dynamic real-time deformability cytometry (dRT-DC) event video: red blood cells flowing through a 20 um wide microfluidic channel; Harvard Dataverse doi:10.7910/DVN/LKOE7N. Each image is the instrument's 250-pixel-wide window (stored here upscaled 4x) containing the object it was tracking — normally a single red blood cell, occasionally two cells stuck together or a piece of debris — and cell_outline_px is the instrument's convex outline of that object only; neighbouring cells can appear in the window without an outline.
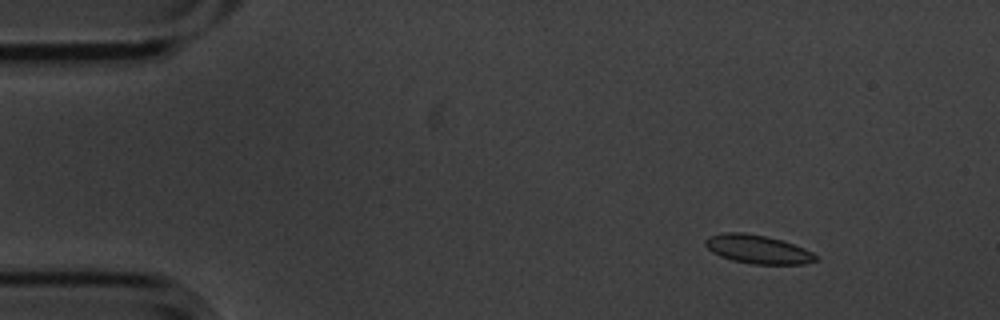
{"species": "common noctule bat (a hibernating species)", "species_latin": "Nyctalus noctula", "temperature_condition": "cold", "stored_images_in_passage": 5, "camera_frame_rate_fps": 3000, "um_per_image_px": 0.085, "animal": {"sex": "male", "body_mass_g": 20.1, "forearm_length_mm": 53.5}, "frame": {"image": 1, "passage_image": 1, "time_ms": 0.0, "image_size_px": [1000, 320], "cell_outline_px": [[820, 260], [804, 264], [752, 264], [732, 260], [720, 256], [712, 252], [704, 244], [704, 240], [708, 236], [724, 232], [744, 232], [764, 236], [780, 240], [804, 248], [820, 256]], "centroid_in_image_um": [64.42, 21.19], "position_along_channel_um": 20.6, "area_um2": 18.5}}
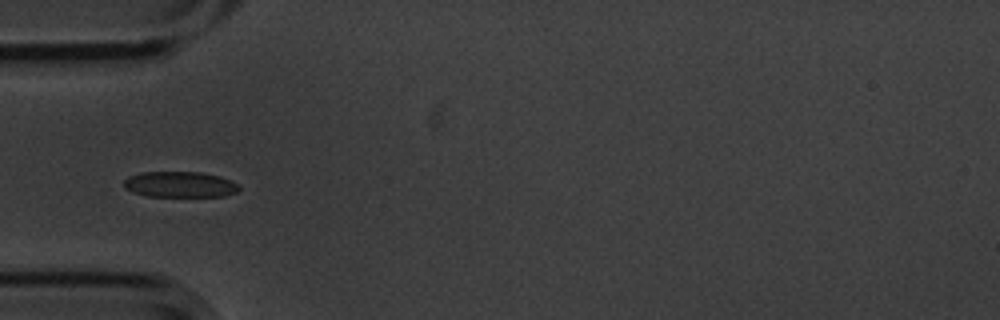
{"frame": {"image": 2, "passage_image": 4, "time_ms": 1.0, "image_size_px": [1000, 320], "cell_outline_px": [[240, 188], [236, 192], [224, 196], [148, 196], [132, 192], [124, 188], [124, 180], [128, 176], [144, 172], [200, 172], [220, 176], [236, 184]], "centroid_in_image_um": [15.25, 15.68], "position_along_channel_um": 69.7, "area_um2": 17.17}}
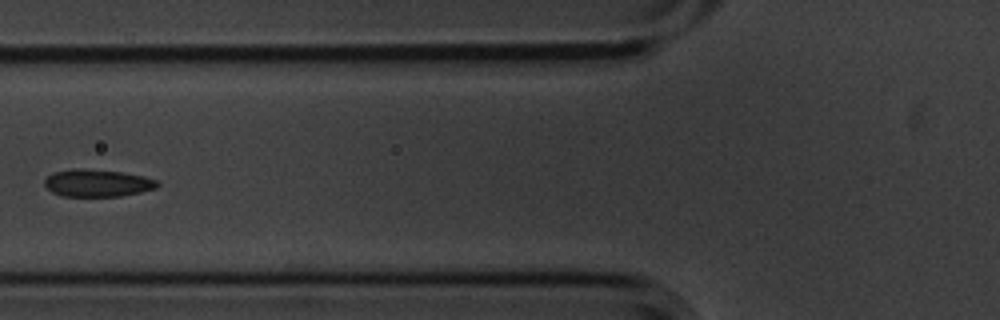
{"frame": {"image": 3, "passage_image": 5, "time_ms": 1.333, "image_size_px": [1000, 320], "cell_outline_px": [[160, 184], [156, 188], [140, 192], [120, 196], [60, 196], [52, 192], [44, 184], [44, 180], [52, 172], [68, 168], [84, 168], [120, 172], [144, 176], [156, 180]], "centroid_in_image_um": [8.24, 15.55], "position_along_channel_um": 117.6, "area_um2": 18.09}}